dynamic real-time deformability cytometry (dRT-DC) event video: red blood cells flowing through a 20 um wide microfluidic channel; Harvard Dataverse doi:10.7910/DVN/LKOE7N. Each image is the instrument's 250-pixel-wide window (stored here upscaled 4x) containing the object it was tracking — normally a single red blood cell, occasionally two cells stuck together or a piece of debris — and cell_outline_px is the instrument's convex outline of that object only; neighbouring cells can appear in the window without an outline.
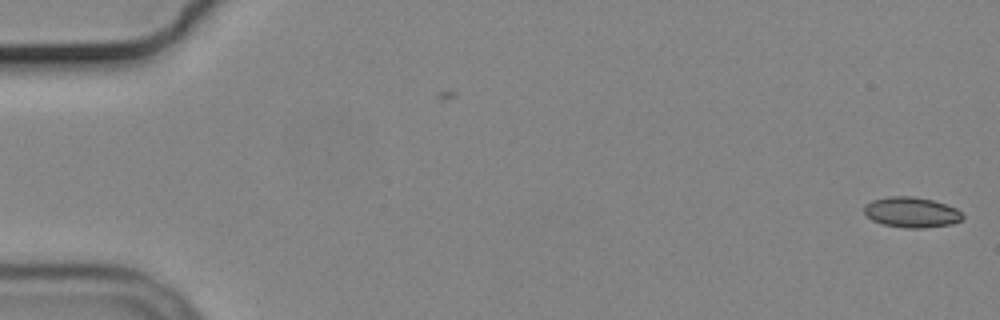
{"species": "common noctule bat (a hibernating species)", "species_latin": "Nyctalus noctula", "temperature_condition": "cold", "stored_images_in_passage": 20, "camera_frame_rate_fps": 3000, "um_per_image_px": 0.085, "animal": {"sex": "male", "body_mass_g": 19.2, "forearm_length_mm": 51.8}, "frame": {"image": 1, "passage_image": 1, "time_ms": 0.0, "image_size_px": [1000, 320], "cell_outline_px": [[964, 216], [960, 220], [952, 224], [924, 228], [904, 228], [884, 224], [872, 220], [864, 216], [864, 204], [872, 200], [888, 196], [912, 196], [932, 200], [956, 208]], "centroid_in_image_um": [77.43, 18.04], "position_along_channel_um": 7.6, "area_um2": 17.51}}
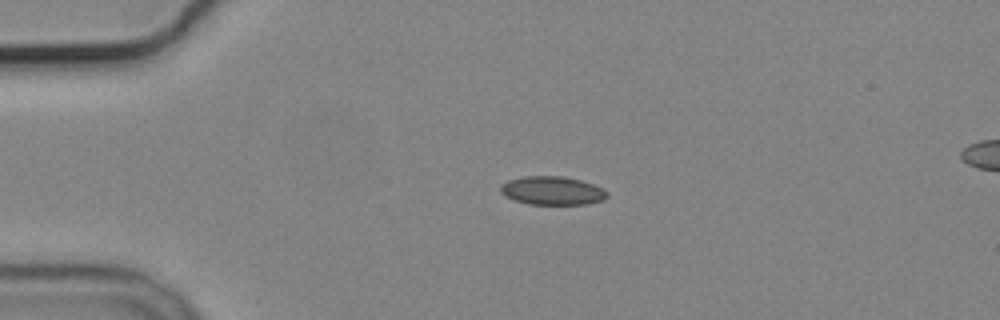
{"frame": {"image": 2, "passage_image": 13, "time_ms": 4.0, "image_size_px": [1000, 320], "cell_outline_px": [[608, 196], [604, 200], [588, 204], [528, 204], [504, 196], [500, 192], [500, 184], [508, 180], [524, 176], [564, 176], [580, 180], [604, 188], [608, 192]], "centroid_in_image_um": [46.95, 16.2], "position_along_channel_um": 38.1, "area_um2": 17.86}}